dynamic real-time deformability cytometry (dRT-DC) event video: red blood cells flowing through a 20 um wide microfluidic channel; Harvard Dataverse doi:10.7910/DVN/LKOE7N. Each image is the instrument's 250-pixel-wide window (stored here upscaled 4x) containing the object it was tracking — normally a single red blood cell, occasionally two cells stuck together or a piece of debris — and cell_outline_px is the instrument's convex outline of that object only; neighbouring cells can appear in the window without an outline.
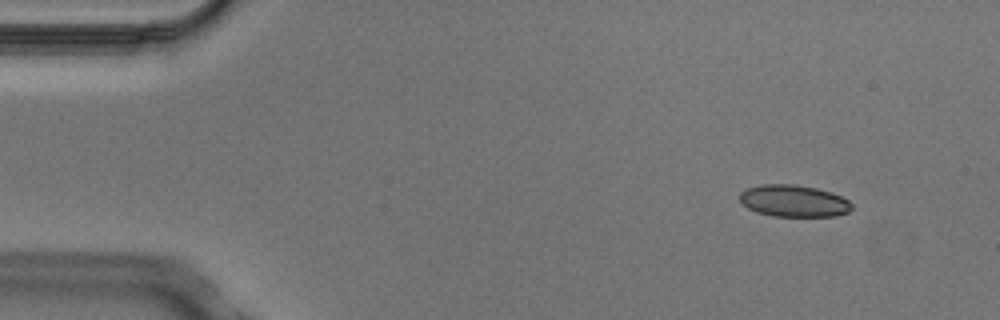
{"species": "Egyptian fruit bat (a non-hibernating species)", "species_latin": "Rousettus aegyptiacus", "temperature_condition": "cold", "stored_images_in_passage": 5, "camera_frame_rate_fps": 3000, "um_per_image_px": 0.085, "animal": {"sex": "male"}, "frame": {"image": 1, "passage_image": 2, "time_ms": 0.333, "image_size_px": [1000, 320], "cell_outline_px": [[852, 208], [848, 212], [836, 216], [772, 216], [756, 212], [748, 208], [740, 200], [740, 192], [748, 188], [764, 184], [792, 184], [816, 188], [832, 192], [848, 200], [852, 204]], "centroid_in_image_um": [67.48, 17.08], "position_along_channel_um": 17.5, "area_um2": 20.75}}
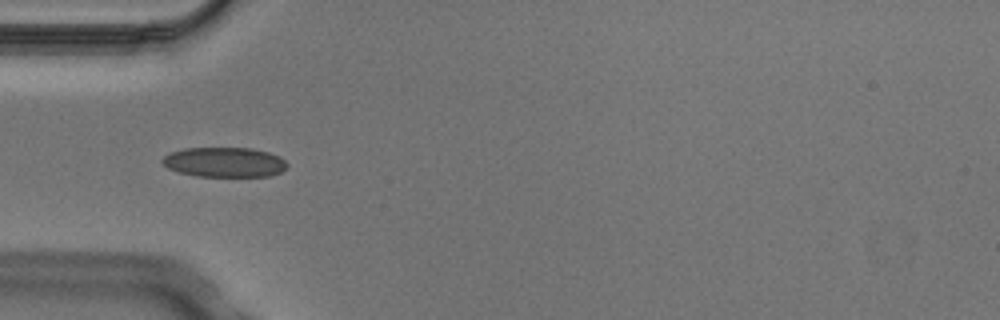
{"frame": {"image": 2, "passage_image": 4, "time_ms": 1.0, "image_size_px": [1000, 320], "cell_outline_px": [[288, 164], [280, 172], [268, 176], [196, 176], [180, 172], [168, 168], [160, 160], [168, 152], [184, 148], [252, 148], [268, 152], [280, 156]], "centroid_in_image_um": [19.05, 13.77], "position_along_channel_um": 65.9, "area_um2": 21.68}}